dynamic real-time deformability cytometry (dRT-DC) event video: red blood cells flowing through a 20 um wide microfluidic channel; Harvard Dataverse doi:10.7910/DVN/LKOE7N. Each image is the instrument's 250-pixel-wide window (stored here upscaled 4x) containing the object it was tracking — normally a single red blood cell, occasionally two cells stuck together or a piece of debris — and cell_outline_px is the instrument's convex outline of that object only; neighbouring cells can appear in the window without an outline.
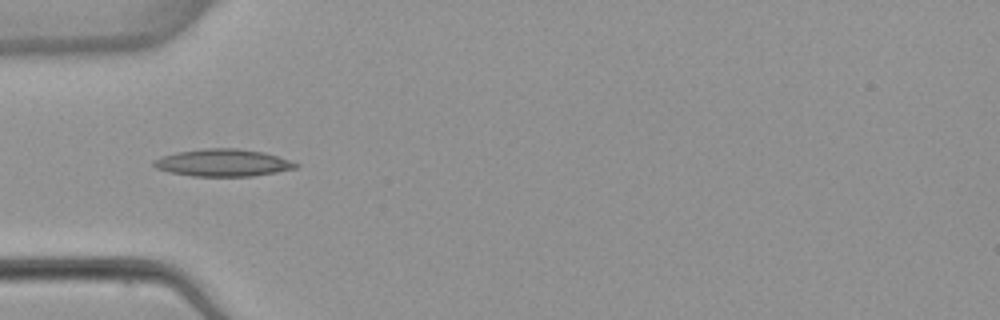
{"species": "common noctule bat (a hibernating species)", "species_latin": "Nyctalus noctula", "temperature_condition": "warm", "stored_images_in_passage": 6, "camera_frame_rate_fps": 3000, "um_per_image_px": 0.085, "animal": {"sex": "female", "body_mass_g": 22.7, "forearm_length_mm": 54.2}, "frame": {"image": 1, "passage_image": 4, "time_ms": 4.333, "image_size_px": [1000, 320], "cell_outline_px": [[300, 164], [296, 168], [276, 172], [252, 176], [192, 176], [168, 172], [156, 168], [152, 164], [152, 160], [160, 156], [176, 152], [204, 148], [236, 148], [264, 152]], "centroid_in_image_um": [18.89, 13.83], "position_along_channel_um": 66.1, "area_um2": 22.6}}
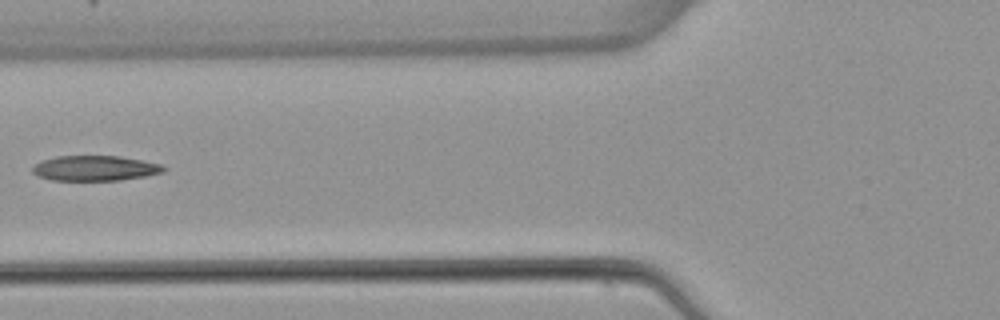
{"frame": {"image": 2, "passage_image": 5, "time_ms": 5.667, "image_size_px": [1000, 320], "cell_outline_px": [[168, 168], [164, 172], [144, 176], [120, 180], [52, 180], [40, 176], [32, 172], [32, 168], [40, 160], [56, 156], [120, 156], [144, 160], [160, 164]], "centroid_in_image_um": [8.1, 14.29], "position_along_channel_um": 117.7, "area_um2": 19.25}}
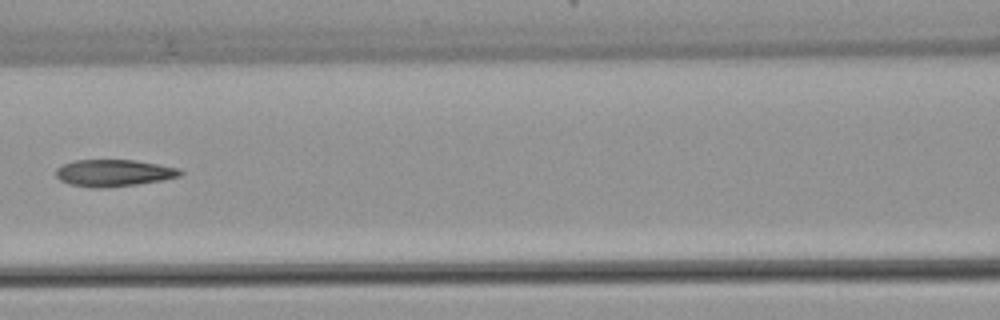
{"frame": {"image": 3, "passage_image": 6, "time_ms": 6.667, "image_size_px": [1000, 320], "cell_outline_px": [[184, 172], [180, 176], [164, 180], [136, 184], [104, 188], [92, 188], [68, 184], [60, 180], [56, 176], [56, 168], [64, 164], [76, 160], [136, 160], [180, 168]], "centroid_in_image_um": [9.68, 14.7], "position_along_channel_um": 156.9, "area_um2": 19.59}}